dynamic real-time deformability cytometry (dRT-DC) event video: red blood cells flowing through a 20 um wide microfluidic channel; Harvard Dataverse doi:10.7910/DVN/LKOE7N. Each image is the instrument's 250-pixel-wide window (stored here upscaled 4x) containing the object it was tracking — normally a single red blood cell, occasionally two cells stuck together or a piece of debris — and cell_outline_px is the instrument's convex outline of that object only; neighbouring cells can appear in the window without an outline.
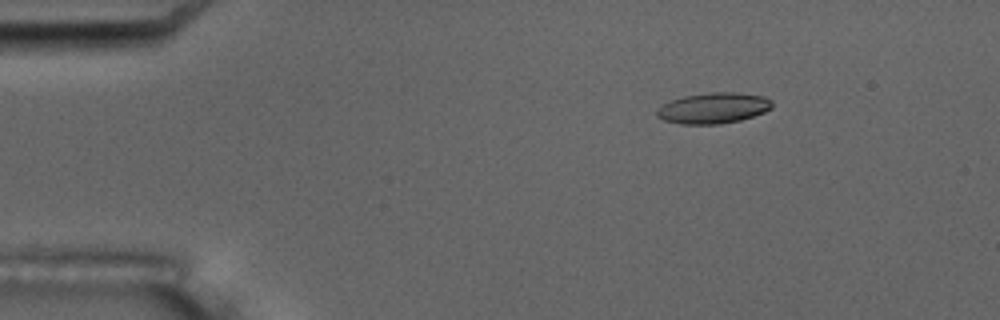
{"species": "common noctule bat (a hibernating species)", "species_latin": "Nyctalus noctula", "temperature_condition": "room temperature", "stored_images_in_passage": 5, "camera_frame_rate_fps": 3000, "um_per_image_px": 0.085, "animal": {"sex": "male", "body_mass_g": 17.5, "forearm_length_mm": 52.3}, "frame": {"image": 1, "passage_image": 3, "time_ms": 2.333, "image_size_px": [1000, 320], "cell_outline_px": [[772, 108], [764, 112], [740, 120], [720, 124], [680, 124], [664, 120], [656, 116], [656, 112], [664, 104], [672, 100], [684, 96], [712, 92], [736, 92], [764, 96], [772, 100]], "centroid_in_image_um": [60.66, 9.18], "position_along_channel_um": 24.3, "area_um2": 20.58}}